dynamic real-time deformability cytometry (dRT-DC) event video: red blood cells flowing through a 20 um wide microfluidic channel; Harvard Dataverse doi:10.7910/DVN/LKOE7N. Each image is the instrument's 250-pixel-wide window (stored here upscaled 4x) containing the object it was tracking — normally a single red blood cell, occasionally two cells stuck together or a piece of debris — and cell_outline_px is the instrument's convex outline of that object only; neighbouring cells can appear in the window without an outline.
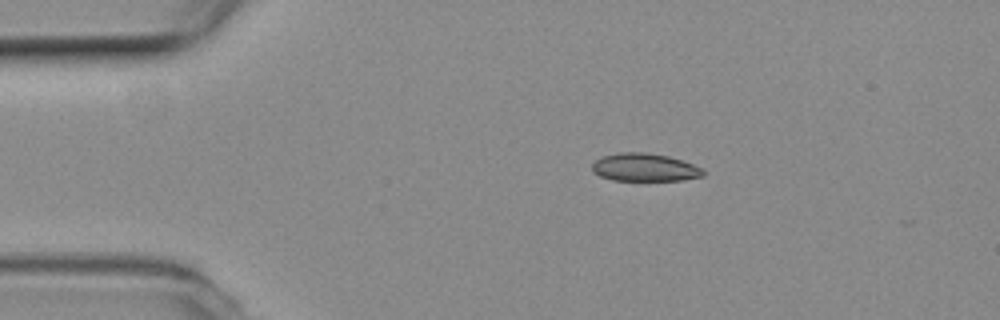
{"species": "common noctule bat (a hibernating species)", "species_latin": "Nyctalus noctula", "temperature_condition": "room temperature", "stored_images_in_passage": 8, "camera_frame_rate_fps": 3000, "um_per_image_px": 0.085, "animal": {"sex": "female", "body_mass_g": 19.3, "forearm_length_mm": 54.1}, "frame": {"image": 1, "passage_image": 1, "time_ms": 0.0, "image_size_px": [1000, 320], "cell_outline_px": [[704, 176], [684, 180], [612, 180], [600, 176], [592, 172], [592, 164], [596, 160], [604, 156], [620, 152], [644, 152], [668, 156], [704, 168]], "centroid_in_image_um": [54.8, 14.23], "position_along_channel_um": 30.2, "area_um2": 18.03}}